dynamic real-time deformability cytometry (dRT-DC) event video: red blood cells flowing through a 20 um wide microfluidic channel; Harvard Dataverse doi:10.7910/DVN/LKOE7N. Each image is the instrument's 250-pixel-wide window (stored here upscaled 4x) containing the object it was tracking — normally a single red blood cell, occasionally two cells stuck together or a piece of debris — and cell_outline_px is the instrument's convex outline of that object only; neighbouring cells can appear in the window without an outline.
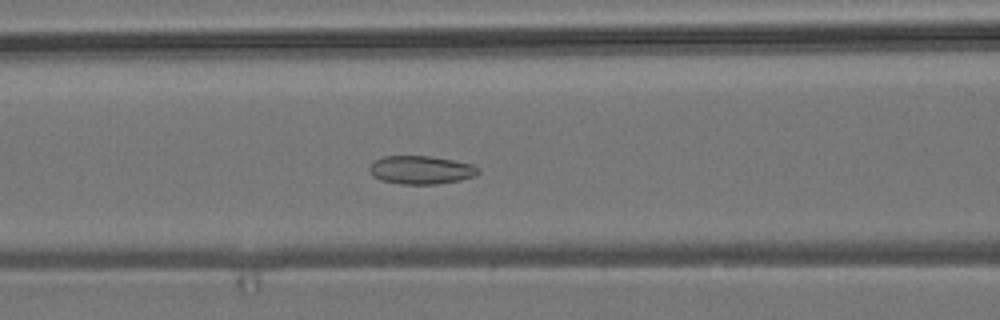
{"species": "common noctule bat (a hibernating species)", "species_latin": "Nyctalus noctula", "temperature_condition": "room temperature", "stored_images_in_passage": 55, "camera_frame_rate_fps": 3000, "um_per_image_px": 0.085, "animal": {"sex": "male", "body_mass_g": 19.2, "forearm_length_mm": 51.8}, "frame": {"image": 1, "passage_image": 23, "time_ms": 7.333, "image_size_px": [1000, 320], "cell_outline_px": [[480, 172], [476, 176], [460, 180], [436, 184], [400, 184], [380, 180], [372, 176], [368, 168], [372, 160], [384, 156], [432, 156], [472, 164], [480, 168]], "centroid_in_image_um": [35.76, 14.44], "position_along_channel_um": 130.8, "area_um2": 18.21}}
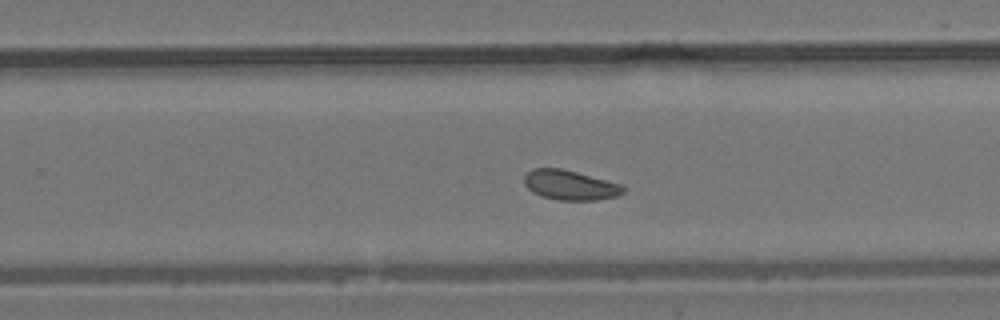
{"frame": {"image": 2, "passage_image": 35, "time_ms": 11.333, "image_size_px": [1000, 320], "cell_outline_px": [[624, 192], [616, 196], [596, 200], [556, 200], [540, 196], [532, 192], [524, 184], [524, 176], [532, 168], [560, 168], [624, 184]], "centroid_in_image_um": [48.45, 15.73], "position_along_channel_um": 281.4, "area_um2": 17.28}}
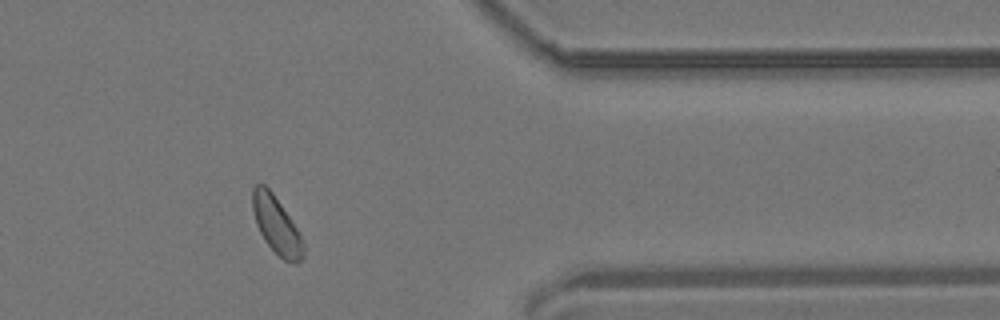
{"frame": {"image": 3, "passage_image": 45, "time_ms": 14.667, "image_size_px": [1000, 320], "cell_outline_px": [[304, 256], [296, 264], [284, 260], [264, 240], [256, 224], [252, 208], [252, 188], [256, 184], [264, 184], [272, 192], [296, 228], [304, 244]], "centroid_in_image_um": [23.48, 19.14], "position_along_channel_um": 387.9, "area_um2": 16.59}}